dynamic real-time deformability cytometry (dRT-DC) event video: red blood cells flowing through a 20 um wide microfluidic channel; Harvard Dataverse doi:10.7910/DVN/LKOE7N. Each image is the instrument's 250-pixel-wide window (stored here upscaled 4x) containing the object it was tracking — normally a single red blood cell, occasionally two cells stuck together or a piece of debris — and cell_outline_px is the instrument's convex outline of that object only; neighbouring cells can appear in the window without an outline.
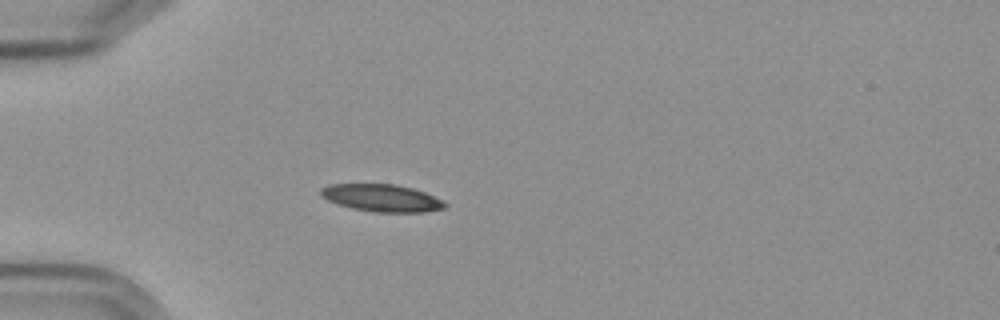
{"species": "Egyptian fruit bat (a non-hibernating species)", "species_latin": "Rousettus aegyptiacus", "temperature_condition": "cold", "stored_images_in_passage": 6, "camera_frame_rate_fps": 3000, "um_per_image_px": 0.085, "frame": {"image": 1, "passage_image": 6, "time_ms": 5.667, "image_size_px": [1000, 320], "cell_outline_px": [[448, 204], [444, 208], [424, 212], [372, 212], [352, 208], [328, 200], [320, 196], [320, 188], [328, 184], [396, 184], [412, 188], [424, 192], [444, 200]], "centroid_in_image_um": [32.45, 16.82], "position_along_channel_um": 52.5, "area_um2": 19.83}}